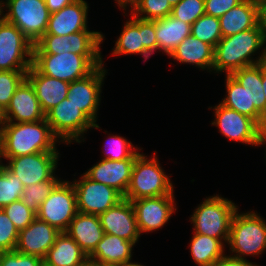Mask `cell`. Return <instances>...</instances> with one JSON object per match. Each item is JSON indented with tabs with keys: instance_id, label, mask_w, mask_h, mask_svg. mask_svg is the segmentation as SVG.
I'll return each instance as SVG.
<instances>
[{
	"instance_id": "1",
	"label": "cell",
	"mask_w": 266,
	"mask_h": 266,
	"mask_svg": "<svg viewBox=\"0 0 266 266\" xmlns=\"http://www.w3.org/2000/svg\"><path fill=\"white\" fill-rule=\"evenodd\" d=\"M46 119L37 122H6L0 130V158L29 155L39 152H58L56 142Z\"/></svg>"
},
{
	"instance_id": "2",
	"label": "cell",
	"mask_w": 266,
	"mask_h": 266,
	"mask_svg": "<svg viewBox=\"0 0 266 266\" xmlns=\"http://www.w3.org/2000/svg\"><path fill=\"white\" fill-rule=\"evenodd\" d=\"M265 41L259 27L252 28L237 34L222 37L214 48L213 70L216 72H232L266 61ZM264 50L256 60L251 58L254 53Z\"/></svg>"
},
{
	"instance_id": "3",
	"label": "cell",
	"mask_w": 266,
	"mask_h": 266,
	"mask_svg": "<svg viewBox=\"0 0 266 266\" xmlns=\"http://www.w3.org/2000/svg\"><path fill=\"white\" fill-rule=\"evenodd\" d=\"M32 65L43 75L71 83L83 79L104 65L102 56H82L71 52L33 54Z\"/></svg>"
},
{
	"instance_id": "4",
	"label": "cell",
	"mask_w": 266,
	"mask_h": 266,
	"mask_svg": "<svg viewBox=\"0 0 266 266\" xmlns=\"http://www.w3.org/2000/svg\"><path fill=\"white\" fill-rule=\"evenodd\" d=\"M173 185L157 158L148 159L139 154L134 162L130 183L124 199L137 200L140 198L174 195Z\"/></svg>"
},
{
	"instance_id": "5",
	"label": "cell",
	"mask_w": 266,
	"mask_h": 266,
	"mask_svg": "<svg viewBox=\"0 0 266 266\" xmlns=\"http://www.w3.org/2000/svg\"><path fill=\"white\" fill-rule=\"evenodd\" d=\"M237 210V206L231 200L219 195L205 199L190 217L194 225V233L228 243L231 221Z\"/></svg>"
},
{
	"instance_id": "6",
	"label": "cell",
	"mask_w": 266,
	"mask_h": 266,
	"mask_svg": "<svg viewBox=\"0 0 266 266\" xmlns=\"http://www.w3.org/2000/svg\"><path fill=\"white\" fill-rule=\"evenodd\" d=\"M232 255L245 259L244 255H260L266 249V222L255 212L234 213L228 240Z\"/></svg>"
},
{
	"instance_id": "7",
	"label": "cell",
	"mask_w": 266,
	"mask_h": 266,
	"mask_svg": "<svg viewBox=\"0 0 266 266\" xmlns=\"http://www.w3.org/2000/svg\"><path fill=\"white\" fill-rule=\"evenodd\" d=\"M4 6L8 9L6 14H3ZM50 14L45 0L1 2V17L17 26L33 44L46 33Z\"/></svg>"
},
{
	"instance_id": "8",
	"label": "cell",
	"mask_w": 266,
	"mask_h": 266,
	"mask_svg": "<svg viewBox=\"0 0 266 266\" xmlns=\"http://www.w3.org/2000/svg\"><path fill=\"white\" fill-rule=\"evenodd\" d=\"M104 35L96 31H79L69 35L44 34L33 46V54L71 52L82 56H101Z\"/></svg>"
},
{
	"instance_id": "9",
	"label": "cell",
	"mask_w": 266,
	"mask_h": 266,
	"mask_svg": "<svg viewBox=\"0 0 266 266\" xmlns=\"http://www.w3.org/2000/svg\"><path fill=\"white\" fill-rule=\"evenodd\" d=\"M45 119L53 134L61 139L60 142H66L67 144L71 143L72 140L80 143V137L89 128H100L67 98L51 108L45 114Z\"/></svg>"
},
{
	"instance_id": "10",
	"label": "cell",
	"mask_w": 266,
	"mask_h": 266,
	"mask_svg": "<svg viewBox=\"0 0 266 266\" xmlns=\"http://www.w3.org/2000/svg\"><path fill=\"white\" fill-rule=\"evenodd\" d=\"M33 46L17 26L0 18V71L29 70Z\"/></svg>"
},
{
	"instance_id": "11",
	"label": "cell",
	"mask_w": 266,
	"mask_h": 266,
	"mask_svg": "<svg viewBox=\"0 0 266 266\" xmlns=\"http://www.w3.org/2000/svg\"><path fill=\"white\" fill-rule=\"evenodd\" d=\"M76 193L73 184L60 181L41 203L37 218L65 232L77 214Z\"/></svg>"
},
{
	"instance_id": "12",
	"label": "cell",
	"mask_w": 266,
	"mask_h": 266,
	"mask_svg": "<svg viewBox=\"0 0 266 266\" xmlns=\"http://www.w3.org/2000/svg\"><path fill=\"white\" fill-rule=\"evenodd\" d=\"M131 18L123 26L112 54H142L148 59L157 50L155 24L152 20H143L134 15Z\"/></svg>"
},
{
	"instance_id": "13",
	"label": "cell",
	"mask_w": 266,
	"mask_h": 266,
	"mask_svg": "<svg viewBox=\"0 0 266 266\" xmlns=\"http://www.w3.org/2000/svg\"><path fill=\"white\" fill-rule=\"evenodd\" d=\"M72 184L76 193L77 211L81 213L99 216L124 199L113 187L92 181L85 174L81 180H75Z\"/></svg>"
},
{
	"instance_id": "14",
	"label": "cell",
	"mask_w": 266,
	"mask_h": 266,
	"mask_svg": "<svg viewBox=\"0 0 266 266\" xmlns=\"http://www.w3.org/2000/svg\"><path fill=\"white\" fill-rule=\"evenodd\" d=\"M58 152H39L29 155L17 156L8 159L5 165L16 175L24 187L37 184L55 177Z\"/></svg>"
},
{
	"instance_id": "15",
	"label": "cell",
	"mask_w": 266,
	"mask_h": 266,
	"mask_svg": "<svg viewBox=\"0 0 266 266\" xmlns=\"http://www.w3.org/2000/svg\"><path fill=\"white\" fill-rule=\"evenodd\" d=\"M215 120L211 123L219 127V132L230 140L245 144L259 145V125L250 117L240 114L219 103L214 108Z\"/></svg>"
},
{
	"instance_id": "16",
	"label": "cell",
	"mask_w": 266,
	"mask_h": 266,
	"mask_svg": "<svg viewBox=\"0 0 266 266\" xmlns=\"http://www.w3.org/2000/svg\"><path fill=\"white\" fill-rule=\"evenodd\" d=\"M140 234L162 228L174 212V195L132 200Z\"/></svg>"
},
{
	"instance_id": "17",
	"label": "cell",
	"mask_w": 266,
	"mask_h": 266,
	"mask_svg": "<svg viewBox=\"0 0 266 266\" xmlns=\"http://www.w3.org/2000/svg\"><path fill=\"white\" fill-rule=\"evenodd\" d=\"M106 73L101 65L87 77L71 82L68 88L66 98L79 107L94 123L97 121L101 86Z\"/></svg>"
},
{
	"instance_id": "18",
	"label": "cell",
	"mask_w": 266,
	"mask_h": 266,
	"mask_svg": "<svg viewBox=\"0 0 266 266\" xmlns=\"http://www.w3.org/2000/svg\"><path fill=\"white\" fill-rule=\"evenodd\" d=\"M98 217L104 233L116 235L134 244L138 241L140 232L130 200L122 199Z\"/></svg>"
},
{
	"instance_id": "19",
	"label": "cell",
	"mask_w": 266,
	"mask_h": 266,
	"mask_svg": "<svg viewBox=\"0 0 266 266\" xmlns=\"http://www.w3.org/2000/svg\"><path fill=\"white\" fill-rule=\"evenodd\" d=\"M61 232L37 217L23 230L19 231L15 251L44 259Z\"/></svg>"
},
{
	"instance_id": "20",
	"label": "cell",
	"mask_w": 266,
	"mask_h": 266,
	"mask_svg": "<svg viewBox=\"0 0 266 266\" xmlns=\"http://www.w3.org/2000/svg\"><path fill=\"white\" fill-rule=\"evenodd\" d=\"M6 122L25 123L45 119L33 86L25 79L11 98L5 110Z\"/></svg>"
},
{
	"instance_id": "21",
	"label": "cell",
	"mask_w": 266,
	"mask_h": 266,
	"mask_svg": "<svg viewBox=\"0 0 266 266\" xmlns=\"http://www.w3.org/2000/svg\"><path fill=\"white\" fill-rule=\"evenodd\" d=\"M135 159H102L84 174L92 181L113 187L125 196L130 183Z\"/></svg>"
},
{
	"instance_id": "22",
	"label": "cell",
	"mask_w": 266,
	"mask_h": 266,
	"mask_svg": "<svg viewBox=\"0 0 266 266\" xmlns=\"http://www.w3.org/2000/svg\"><path fill=\"white\" fill-rule=\"evenodd\" d=\"M88 4L84 0H75L61 10L51 13L45 34L69 35L87 30Z\"/></svg>"
},
{
	"instance_id": "23",
	"label": "cell",
	"mask_w": 266,
	"mask_h": 266,
	"mask_svg": "<svg viewBox=\"0 0 266 266\" xmlns=\"http://www.w3.org/2000/svg\"><path fill=\"white\" fill-rule=\"evenodd\" d=\"M26 79L33 86L41 109L45 114L66 99L68 95L70 83L43 75L33 65L28 70Z\"/></svg>"
},
{
	"instance_id": "24",
	"label": "cell",
	"mask_w": 266,
	"mask_h": 266,
	"mask_svg": "<svg viewBox=\"0 0 266 266\" xmlns=\"http://www.w3.org/2000/svg\"><path fill=\"white\" fill-rule=\"evenodd\" d=\"M89 256L104 235V230L97 215L77 212L65 231Z\"/></svg>"
},
{
	"instance_id": "25",
	"label": "cell",
	"mask_w": 266,
	"mask_h": 266,
	"mask_svg": "<svg viewBox=\"0 0 266 266\" xmlns=\"http://www.w3.org/2000/svg\"><path fill=\"white\" fill-rule=\"evenodd\" d=\"M135 244L116 235L104 233L88 258L102 266H123L130 262Z\"/></svg>"
},
{
	"instance_id": "26",
	"label": "cell",
	"mask_w": 266,
	"mask_h": 266,
	"mask_svg": "<svg viewBox=\"0 0 266 266\" xmlns=\"http://www.w3.org/2000/svg\"><path fill=\"white\" fill-rule=\"evenodd\" d=\"M169 56L181 63L194 64L209 71L213 70L214 48L192 34L186 37Z\"/></svg>"
},
{
	"instance_id": "27",
	"label": "cell",
	"mask_w": 266,
	"mask_h": 266,
	"mask_svg": "<svg viewBox=\"0 0 266 266\" xmlns=\"http://www.w3.org/2000/svg\"><path fill=\"white\" fill-rule=\"evenodd\" d=\"M152 21L155 24L157 50H162L168 56L191 34V25L174 18L171 14Z\"/></svg>"
},
{
	"instance_id": "28",
	"label": "cell",
	"mask_w": 266,
	"mask_h": 266,
	"mask_svg": "<svg viewBox=\"0 0 266 266\" xmlns=\"http://www.w3.org/2000/svg\"><path fill=\"white\" fill-rule=\"evenodd\" d=\"M88 258L66 232H61L43 259L44 266H78Z\"/></svg>"
},
{
	"instance_id": "29",
	"label": "cell",
	"mask_w": 266,
	"mask_h": 266,
	"mask_svg": "<svg viewBox=\"0 0 266 266\" xmlns=\"http://www.w3.org/2000/svg\"><path fill=\"white\" fill-rule=\"evenodd\" d=\"M258 5L244 0L219 18L222 37L256 28Z\"/></svg>"
},
{
	"instance_id": "30",
	"label": "cell",
	"mask_w": 266,
	"mask_h": 266,
	"mask_svg": "<svg viewBox=\"0 0 266 266\" xmlns=\"http://www.w3.org/2000/svg\"><path fill=\"white\" fill-rule=\"evenodd\" d=\"M231 75L248 91L249 108H255L266 119V98L262 87V63L244 67Z\"/></svg>"
},
{
	"instance_id": "31",
	"label": "cell",
	"mask_w": 266,
	"mask_h": 266,
	"mask_svg": "<svg viewBox=\"0 0 266 266\" xmlns=\"http://www.w3.org/2000/svg\"><path fill=\"white\" fill-rule=\"evenodd\" d=\"M225 80L227 95L221 104L252 118L260 126L264 118L255 108H249L248 91L231 74H226Z\"/></svg>"
},
{
	"instance_id": "32",
	"label": "cell",
	"mask_w": 266,
	"mask_h": 266,
	"mask_svg": "<svg viewBox=\"0 0 266 266\" xmlns=\"http://www.w3.org/2000/svg\"><path fill=\"white\" fill-rule=\"evenodd\" d=\"M223 244L220 239L194 233L190 244L191 256L199 266H212L224 256Z\"/></svg>"
},
{
	"instance_id": "33",
	"label": "cell",
	"mask_w": 266,
	"mask_h": 266,
	"mask_svg": "<svg viewBox=\"0 0 266 266\" xmlns=\"http://www.w3.org/2000/svg\"><path fill=\"white\" fill-rule=\"evenodd\" d=\"M21 180L3 163L0 165V209L21 198L24 191Z\"/></svg>"
},
{
	"instance_id": "34",
	"label": "cell",
	"mask_w": 266,
	"mask_h": 266,
	"mask_svg": "<svg viewBox=\"0 0 266 266\" xmlns=\"http://www.w3.org/2000/svg\"><path fill=\"white\" fill-rule=\"evenodd\" d=\"M191 34L215 48L222 38L219 18L202 15L191 25Z\"/></svg>"
},
{
	"instance_id": "35",
	"label": "cell",
	"mask_w": 266,
	"mask_h": 266,
	"mask_svg": "<svg viewBox=\"0 0 266 266\" xmlns=\"http://www.w3.org/2000/svg\"><path fill=\"white\" fill-rule=\"evenodd\" d=\"M60 181L55 176L52 180L26 186L20 200L37 214L41 203L51 194Z\"/></svg>"
},
{
	"instance_id": "36",
	"label": "cell",
	"mask_w": 266,
	"mask_h": 266,
	"mask_svg": "<svg viewBox=\"0 0 266 266\" xmlns=\"http://www.w3.org/2000/svg\"><path fill=\"white\" fill-rule=\"evenodd\" d=\"M28 70L0 71V106L6 110L14 92L26 79Z\"/></svg>"
},
{
	"instance_id": "37",
	"label": "cell",
	"mask_w": 266,
	"mask_h": 266,
	"mask_svg": "<svg viewBox=\"0 0 266 266\" xmlns=\"http://www.w3.org/2000/svg\"><path fill=\"white\" fill-rule=\"evenodd\" d=\"M172 8L168 0H142L132 15L143 20H156L169 16Z\"/></svg>"
},
{
	"instance_id": "38",
	"label": "cell",
	"mask_w": 266,
	"mask_h": 266,
	"mask_svg": "<svg viewBox=\"0 0 266 266\" xmlns=\"http://www.w3.org/2000/svg\"><path fill=\"white\" fill-rule=\"evenodd\" d=\"M205 14L204 0H181L173 8L171 15L192 25Z\"/></svg>"
},
{
	"instance_id": "39",
	"label": "cell",
	"mask_w": 266,
	"mask_h": 266,
	"mask_svg": "<svg viewBox=\"0 0 266 266\" xmlns=\"http://www.w3.org/2000/svg\"><path fill=\"white\" fill-rule=\"evenodd\" d=\"M18 231L25 229L37 214L27 207L20 199L2 208Z\"/></svg>"
},
{
	"instance_id": "40",
	"label": "cell",
	"mask_w": 266,
	"mask_h": 266,
	"mask_svg": "<svg viewBox=\"0 0 266 266\" xmlns=\"http://www.w3.org/2000/svg\"><path fill=\"white\" fill-rule=\"evenodd\" d=\"M108 144H110V148L108 152H105L106 155L103 158L106 160L136 159L140 154V152L136 151V148H133V144L122 136H110Z\"/></svg>"
},
{
	"instance_id": "41",
	"label": "cell",
	"mask_w": 266,
	"mask_h": 266,
	"mask_svg": "<svg viewBox=\"0 0 266 266\" xmlns=\"http://www.w3.org/2000/svg\"><path fill=\"white\" fill-rule=\"evenodd\" d=\"M19 231L5 212L0 209V252L14 251Z\"/></svg>"
},
{
	"instance_id": "42",
	"label": "cell",
	"mask_w": 266,
	"mask_h": 266,
	"mask_svg": "<svg viewBox=\"0 0 266 266\" xmlns=\"http://www.w3.org/2000/svg\"><path fill=\"white\" fill-rule=\"evenodd\" d=\"M0 266H44L43 259L18 251L0 252Z\"/></svg>"
},
{
	"instance_id": "43",
	"label": "cell",
	"mask_w": 266,
	"mask_h": 266,
	"mask_svg": "<svg viewBox=\"0 0 266 266\" xmlns=\"http://www.w3.org/2000/svg\"><path fill=\"white\" fill-rule=\"evenodd\" d=\"M244 0H204L205 14L220 18Z\"/></svg>"
},
{
	"instance_id": "44",
	"label": "cell",
	"mask_w": 266,
	"mask_h": 266,
	"mask_svg": "<svg viewBox=\"0 0 266 266\" xmlns=\"http://www.w3.org/2000/svg\"><path fill=\"white\" fill-rule=\"evenodd\" d=\"M212 266H258L256 264H252L246 259L235 258L233 256L224 255L218 261H216Z\"/></svg>"
},
{
	"instance_id": "45",
	"label": "cell",
	"mask_w": 266,
	"mask_h": 266,
	"mask_svg": "<svg viewBox=\"0 0 266 266\" xmlns=\"http://www.w3.org/2000/svg\"><path fill=\"white\" fill-rule=\"evenodd\" d=\"M257 25L266 43V3L258 4Z\"/></svg>"
},
{
	"instance_id": "46",
	"label": "cell",
	"mask_w": 266,
	"mask_h": 266,
	"mask_svg": "<svg viewBox=\"0 0 266 266\" xmlns=\"http://www.w3.org/2000/svg\"><path fill=\"white\" fill-rule=\"evenodd\" d=\"M75 0H45V4L50 13L57 12L66 5L71 4Z\"/></svg>"
},
{
	"instance_id": "47",
	"label": "cell",
	"mask_w": 266,
	"mask_h": 266,
	"mask_svg": "<svg viewBox=\"0 0 266 266\" xmlns=\"http://www.w3.org/2000/svg\"><path fill=\"white\" fill-rule=\"evenodd\" d=\"M141 1L142 0H116L119 7L123 8L124 10L126 9L127 5L132 7V9H130L132 11V12H130L131 14H133L136 11V9L139 7Z\"/></svg>"
},
{
	"instance_id": "48",
	"label": "cell",
	"mask_w": 266,
	"mask_h": 266,
	"mask_svg": "<svg viewBox=\"0 0 266 266\" xmlns=\"http://www.w3.org/2000/svg\"><path fill=\"white\" fill-rule=\"evenodd\" d=\"M266 144V119L259 126V146Z\"/></svg>"
},
{
	"instance_id": "49",
	"label": "cell",
	"mask_w": 266,
	"mask_h": 266,
	"mask_svg": "<svg viewBox=\"0 0 266 266\" xmlns=\"http://www.w3.org/2000/svg\"><path fill=\"white\" fill-rule=\"evenodd\" d=\"M262 87L266 98V61L262 62Z\"/></svg>"
},
{
	"instance_id": "50",
	"label": "cell",
	"mask_w": 266,
	"mask_h": 266,
	"mask_svg": "<svg viewBox=\"0 0 266 266\" xmlns=\"http://www.w3.org/2000/svg\"><path fill=\"white\" fill-rule=\"evenodd\" d=\"M78 266H102L100 263L97 261H94L90 258H87L85 261H83L80 265Z\"/></svg>"
},
{
	"instance_id": "51",
	"label": "cell",
	"mask_w": 266,
	"mask_h": 266,
	"mask_svg": "<svg viewBox=\"0 0 266 266\" xmlns=\"http://www.w3.org/2000/svg\"><path fill=\"white\" fill-rule=\"evenodd\" d=\"M6 123L5 109L0 106V130L3 128Z\"/></svg>"
},
{
	"instance_id": "52",
	"label": "cell",
	"mask_w": 266,
	"mask_h": 266,
	"mask_svg": "<svg viewBox=\"0 0 266 266\" xmlns=\"http://www.w3.org/2000/svg\"><path fill=\"white\" fill-rule=\"evenodd\" d=\"M251 3H255V4H262V3H266V0H247Z\"/></svg>"
},
{
	"instance_id": "53",
	"label": "cell",
	"mask_w": 266,
	"mask_h": 266,
	"mask_svg": "<svg viewBox=\"0 0 266 266\" xmlns=\"http://www.w3.org/2000/svg\"><path fill=\"white\" fill-rule=\"evenodd\" d=\"M169 1V3H170V5L172 6V7H174L179 1H181V0H168Z\"/></svg>"
},
{
	"instance_id": "54",
	"label": "cell",
	"mask_w": 266,
	"mask_h": 266,
	"mask_svg": "<svg viewBox=\"0 0 266 266\" xmlns=\"http://www.w3.org/2000/svg\"><path fill=\"white\" fill-rule=\"evenodd\" d=\"M123 266H143V265H141V264H137V263L129 262V263H127L126 265H123Z\"/></svg>"
},
{
	"instance_id": "55",
	"label": "cell",
	"mask_w": 266,
	"mask_h": 266,
	"mask_svg": "<svg viewBox=\"0 0 266 266\" xmlns=\"http://www.w3.org/2000/svg\"><path fill=\"white\" fill-rule=\"evenodd\" d=\"M1 2H3V1H0V18H1Z\"/></svg>"
}]
</instances>
